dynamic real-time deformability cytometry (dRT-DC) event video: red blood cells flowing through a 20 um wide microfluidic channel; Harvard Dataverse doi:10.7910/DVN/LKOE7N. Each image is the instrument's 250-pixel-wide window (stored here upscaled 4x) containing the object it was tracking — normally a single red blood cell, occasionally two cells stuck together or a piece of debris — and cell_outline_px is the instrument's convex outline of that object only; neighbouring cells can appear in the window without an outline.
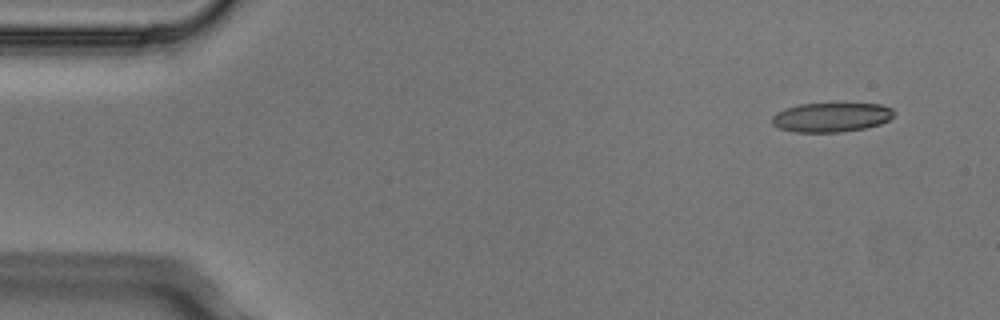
{"species": "Egyptian fruit bat (a non-hibernating species)", "species_latin": "Rousettus aegyptiacus", "temperature_condition": "cold", "stored_images_in_passage": 4, "camera_frame_rate_fps": 3000, "um_per_image_px": 0.085, "animal": {"sex": "male"}, "frame": {"image": 1, "passage_image": 1, "time_ms": 0.0, "image_size_px": [1000, 320], "cell_outline_px": [[896, 112], [888, 120], [880, 124], [864, 128], [840, 132], [796, 132], [780, 128], [772, 124], [772, 116], [776, 112], [784, 108], [800, 104], [880, 104], [892, 108]], "centroid_in_image_um": [70.65, 9.97], "position_along_channel_um": 14.4, "area_um2": 20.75}}